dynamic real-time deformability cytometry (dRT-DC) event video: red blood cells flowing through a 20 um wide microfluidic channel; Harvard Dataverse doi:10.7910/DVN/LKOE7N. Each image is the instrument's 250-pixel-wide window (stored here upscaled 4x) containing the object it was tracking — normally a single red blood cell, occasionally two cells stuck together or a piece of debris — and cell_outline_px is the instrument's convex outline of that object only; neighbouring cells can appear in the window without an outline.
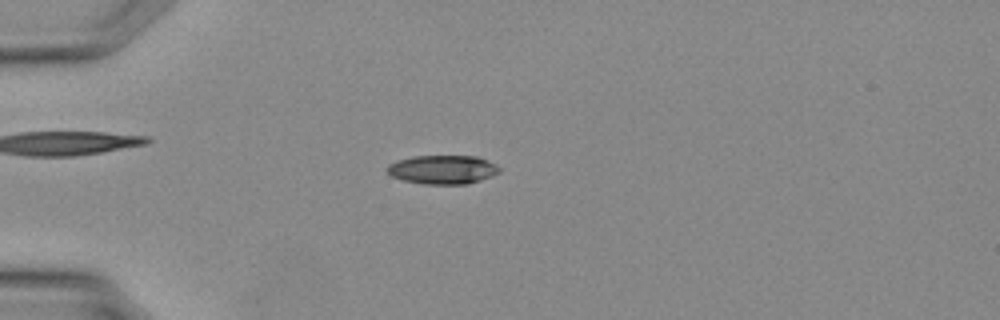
{"species": "Egyptian fruit bat (a non-hibernating species)", "species_latin": "Rousettus aegyptiacus", "temperature_condition": "warm", "stored_images_in_passage": 36, "camera_frame_rate_fps": 3000, "um_per_image_px": 0.085, "animal": {"sex": "female"}, "frame": {"image": 1, "passage_image": 10, "time_ms": 3.0, "image_size_px": [1000, 320], "cell_outline_px": [[500, 172], [492, 176], [468, 184], [424, 184], [404, 180], [392, 176], [384, 168], [388, 164], [396, 160], [412, 156], [476, 156], [488, 160], [496, 164], [500, 168]], "centroid_in_image_um": [37.62, 14.41], "position_along_channel_um": 47.4, "area_um2": 19.02}}
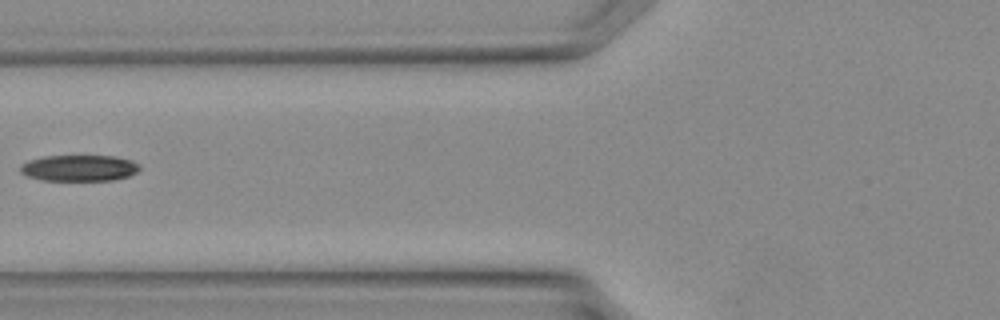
{"frame": {"image": 2, "passage_image": 15, "time_ms": 4.667, "image_size_px": [1000, 320], "cell_outline_px": [[140, 168], [136, 172], [128, 176], [112, 180], [44, 180], [28, 176], [20, 172], [20, 164], [28, 160], [44, 156], [116, 156], [132, 160], [140, 164]], "centroid_in_image_um": [6.73, 14.27], "position_along_channel_um": 119.1, "area_um2": 18.21}}
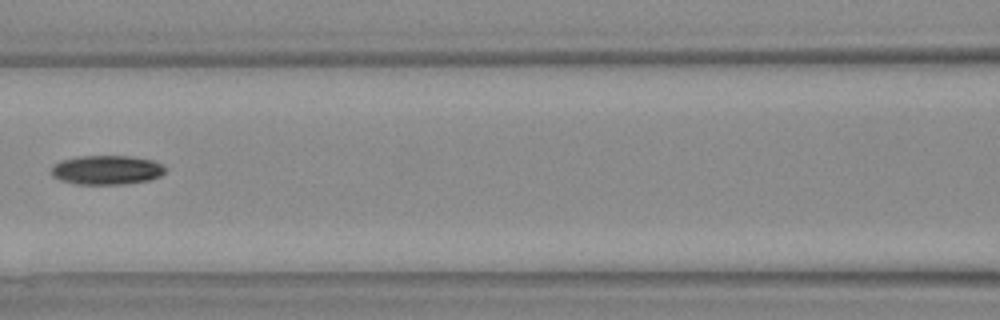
{"frame": {"image": 3, "passage_image": 17, "time_ms": 5.333, "image_size_px": [1000, 320], "cell_outline_px": [[168, 168], [160, 176], [148, 180], [124, 184], [76, 184], [60, 180], [52, 176], [52, 164], [60, 160], [76, 156], [128, 156], [152, 160]], "centroid_in_image_um": [9.03, 14.44], "position_along_channel_um": 157.6, "area_um2": 19.48}}